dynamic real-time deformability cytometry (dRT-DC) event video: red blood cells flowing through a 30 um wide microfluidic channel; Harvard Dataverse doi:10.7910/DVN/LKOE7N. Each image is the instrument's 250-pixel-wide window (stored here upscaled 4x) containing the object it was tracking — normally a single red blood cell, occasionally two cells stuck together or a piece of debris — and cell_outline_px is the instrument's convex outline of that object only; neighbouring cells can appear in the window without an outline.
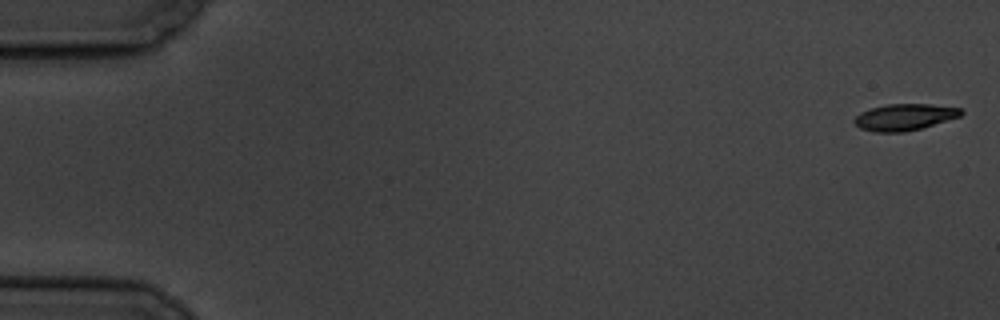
{"species": "common noctule bat (a hibernating species)", "species_latin": "Nyctalus noctula", "temperature_condition": "cold", "stored_images_in_passage": 7, "camera_frame_rate_fps": 3000, "um_per_image_px": 0.085, "animal": {"sex": "male", "body_mass_g": 19.5, "forearm_length_mm": 54.6}, "frame": {"image": 1, "passage_image": 1, "time_ms": 0.0, "image_size_px": [1000, 320], "cell_outline_px": [[964, 112], [960, 116], [920, 128], [904, 132], [872, 132], [860, 128], [852, 120], [860, 112], [872, 108], [888, 104], [928, 104], [960, 108]], "centroid_in_image_um": [76.84, 9.95], "position_along_channel_um": 8.2, "area_um2": 16.3}}
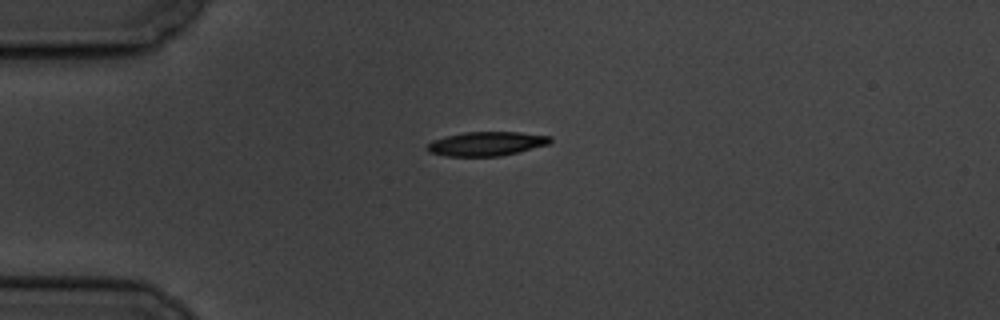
{"frame": {"image": 2, "passage_image": 5, "time_ms": 4.667, "image_size_px": [1000, 320], "cell_outline_px": [[552, 140], [548, 144], [500, 156], [444, 156], [428, 152], [424, 148], [432, 140], [444, 136], [464, 132], [520, 132], [552, 136]], "centroid_in_image_um": [41.29, 12.21], "position_along_channel_um": 43.7, "area_um2": 17.34}}
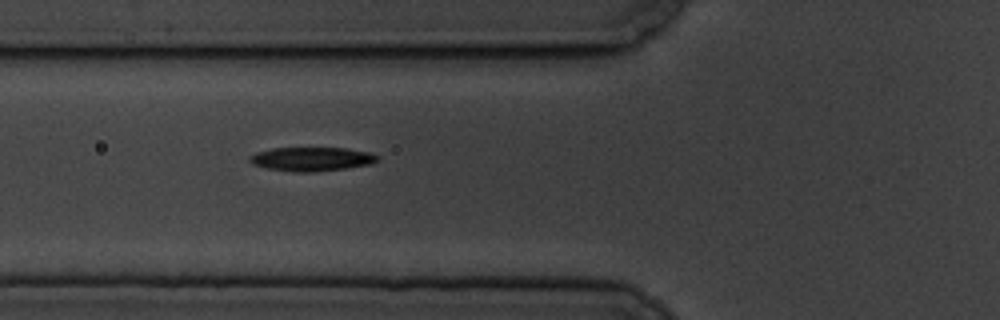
{"frame": {"image": 3, "passage_image": 7, "time_ms": 7.0, "image_size_px": [1000, 320], "cell_outline_px": [[380, 160], [368, 164], [344, 168], [312, 172], [296, 172], [268, 168], [252, 164], [248, 160], [248, 156], [256, 152], [272, 148], [348, 148], [368, 152], [380, 156]], "centroid_in_image_um": [26.47, 13.51], "position_along_channel_um": 99.3, "area_um2": 17.74}}